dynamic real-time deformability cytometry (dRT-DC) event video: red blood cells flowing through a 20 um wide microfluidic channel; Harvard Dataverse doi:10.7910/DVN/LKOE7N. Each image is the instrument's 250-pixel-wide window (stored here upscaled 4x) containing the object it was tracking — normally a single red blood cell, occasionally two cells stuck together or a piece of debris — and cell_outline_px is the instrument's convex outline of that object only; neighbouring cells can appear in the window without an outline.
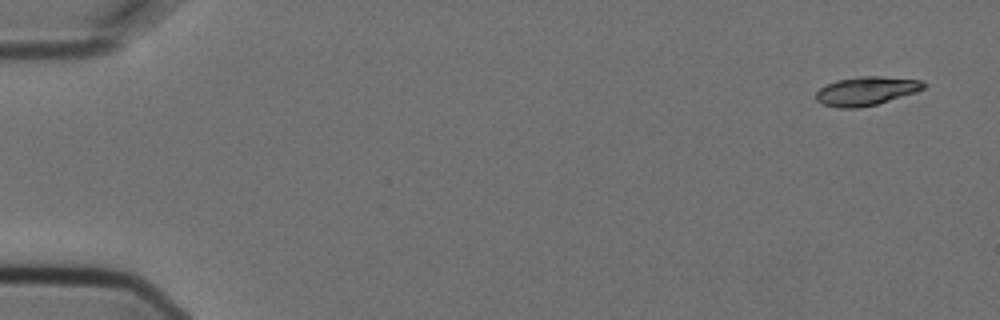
{"species": "Egyptian fruit bat (a non-hibernating species)", "species_latin": "Rousettus aegyptiacus", "temperature_condition": "cold", "stored_images_in_passage": 3, "camera_frame_rate_fps": 3000, "um_per_image_px": 0.085, "animal": {"sex": "female"}, "frame": {"image": 1, "passage_image": 1, "time_ms": 0.0, "image_size_px": [1000, 320], "cell_outline_px": [[928, 84], [924, 88], [916, 92], [876, 104], [856, 108], [836, 108], [820, 104], [816, 100], [816, 92], [820, 88], [836, 80], [860, 76], [880, 76], [924, 80]], "centroid_in_image_um": [73.63, 7.73], "position_along_channel_um": 11.4, "area_um2": 18.15}}